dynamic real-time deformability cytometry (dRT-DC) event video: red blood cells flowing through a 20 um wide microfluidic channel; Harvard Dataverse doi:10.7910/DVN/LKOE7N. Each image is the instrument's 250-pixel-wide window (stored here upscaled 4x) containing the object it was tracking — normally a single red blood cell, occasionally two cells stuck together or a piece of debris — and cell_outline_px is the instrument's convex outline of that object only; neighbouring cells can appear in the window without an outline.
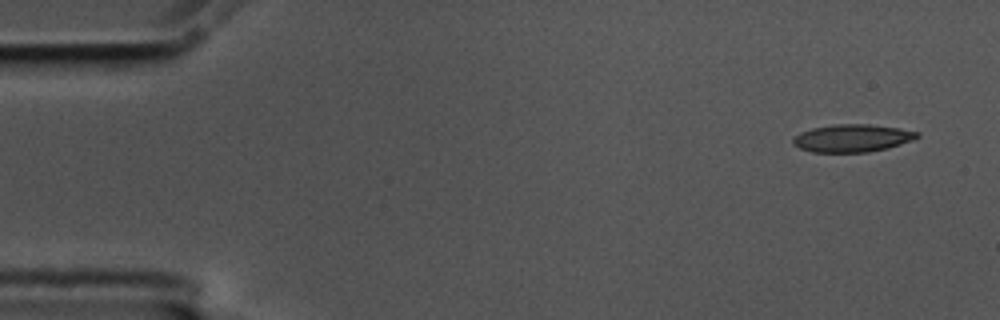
{"species": "common noctule bat (a hibernating species)", "species_latin": "Nyctalus noctula", "temperature_condition": "cold", "stored_images_in_passage": 6, "camera_frame_rate_fps": 3000, "um_per_image_px": 0.085, "animal": {"sex": "male", "body_mass_g": 17.5, "forearm_length_mm": 52.3}, "frame": {"image": 1, "passage_image": 1, "time_ms": 0.0, "image_size_px": [1000, 320], "cell_outline_px": [[920, 136], [912, 140], [888, 148], [868, 152], [812, 152], [800, 148], [792, 144], [792, 140], [800, 132], [812, 128], [832, 124], [868, 124], [900, 128], [920, 132]], "centroid_in_image_um": [72.45, 11.74], "position_along_channel_um": 12.6, "area_um2": 20.06}}
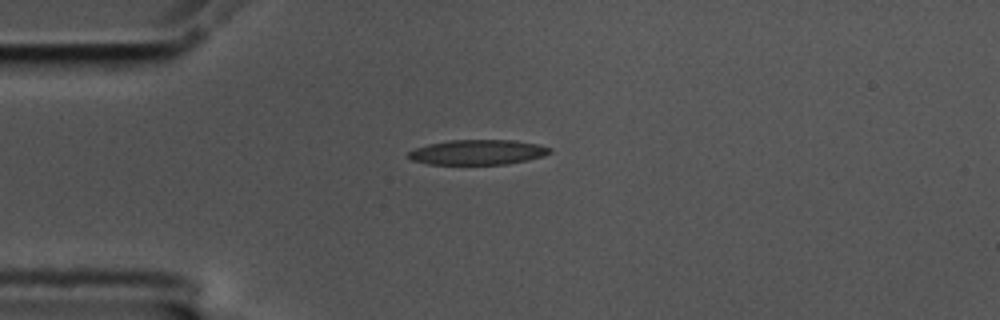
{"frame": {"image": 2, "passage_image": 4, "time_ms": 1.0, "image_size_px": [1000, 320], "cell_outline_px": [[552, 152], [544, 156], [528, 160], [504, 164], [428, 164], [412, 160], [408, 156], [408, 152], [416, 148], [428, 144], [448, 140], [516, 140], [536, 144], [552, 148]], "centroid_in_image_um": [40.63, 12.93], "position_along_channel_um": 44.4, "area_um2": 20.58}}